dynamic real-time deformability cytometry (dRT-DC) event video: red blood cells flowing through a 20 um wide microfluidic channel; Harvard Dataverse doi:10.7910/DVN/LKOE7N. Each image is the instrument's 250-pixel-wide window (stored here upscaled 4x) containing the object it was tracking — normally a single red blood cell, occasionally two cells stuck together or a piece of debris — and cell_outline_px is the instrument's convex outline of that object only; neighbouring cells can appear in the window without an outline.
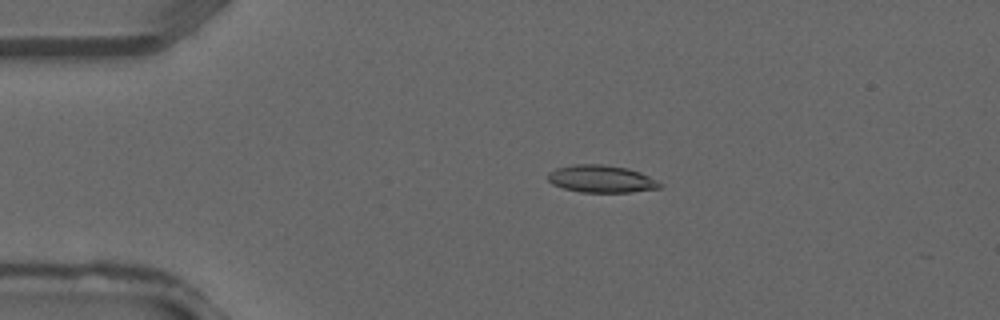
{"species": "common noctule bat (a hibernating species)", "species_latin": "Nyctalus noctula", "temperature_condition": "warm", "stored_images_in_passage": 31, "camera_frame_rate_fps": 3000, "um_per_image_px": 0.085, "animal": {"sex": "male", "forearm_length_mm": 52.5}, "frame": {"image": 1, "passage_image": 1, "time_ms": 0.0, "image_size_px": [1000, 320], "cell_outline_px": [[664, 184], [660, 188], [632, 192], [580, 192], [564, 188], [552, 184], [548, 180], [548, 172], [556, 168], [572, 164], [600, 164], [628, 168], [640, 172]], "centroid_in_image_um": [51.11, 15.2], "position_along_channel_um": 33.9, "area_um2": 17.92}}
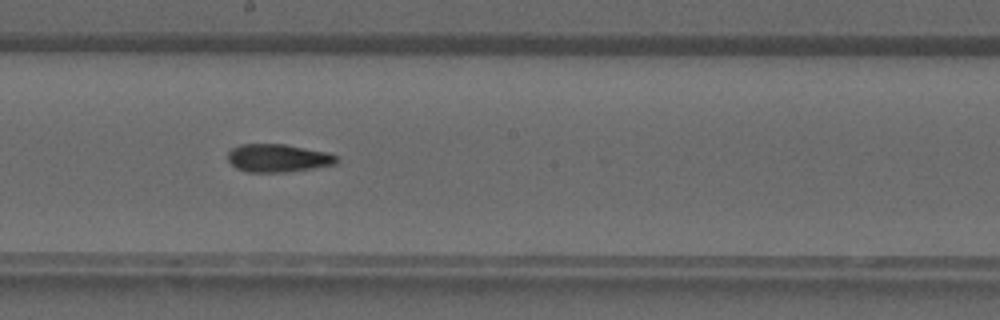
{"frame": {"image": 2, "passage_image": 14, "time_ms": 4.333, "image_size_px": [1000, 320], "cell_outline_px": [[340, 160], [336, 164], [288, 172], [248, 172], [236, 168], [228, 160], [228, 152], [232, 148], [240, 144], [284, 144], [328, 152], [340, 156]], "centroid_in_image_um": [23.67, 13.43], "position_along_channel_um": 224.5, "area_um2": 17.92}}
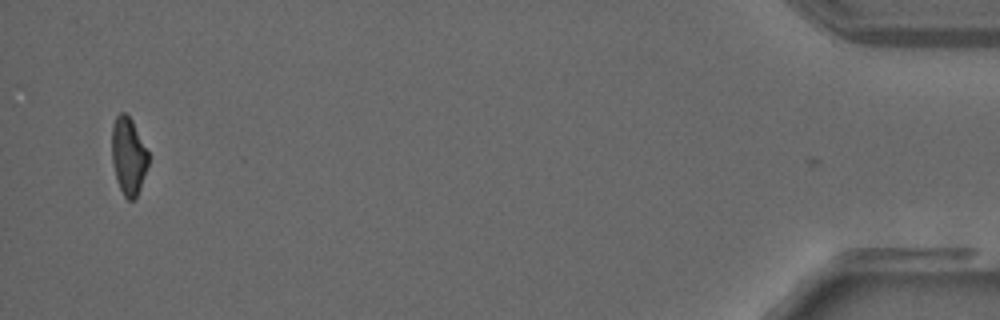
{"frame": {"image": 3, "passage_image": 30, "time_ms": 9.667, "image_size_px": [1000, 320], "cell_outline_px": [[148, 164], [136, 200], [128, 200], [124, 196], [116, 180], [112, 164], [112, 124], [116, 116], [120, 112], [124, 112], [132, 120], [148, 152]], "centroid_in_image_um": [10.9, 13.28], "position_along_channel_um": 424.3, "area_um2": 16.47}}